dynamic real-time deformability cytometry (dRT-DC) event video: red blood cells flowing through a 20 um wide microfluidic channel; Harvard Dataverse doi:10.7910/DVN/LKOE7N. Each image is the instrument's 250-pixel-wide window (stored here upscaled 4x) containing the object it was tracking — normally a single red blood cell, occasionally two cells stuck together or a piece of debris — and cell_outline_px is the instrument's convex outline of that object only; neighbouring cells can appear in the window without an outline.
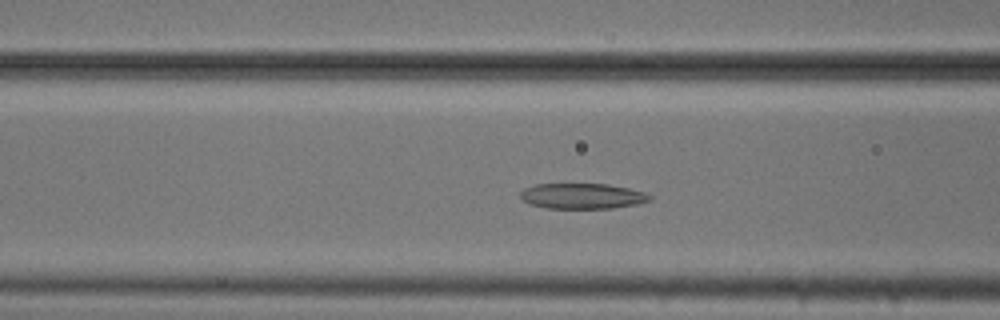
{"species": "common noctule bat (a hibernating species)", "species_latin": "Nyctalus noctula", "temperature_condition": "cold", "stored_images_in_passage": 45, "camera_frame_rate_fps": 3000, "um_per_image_px": 0.085, "animal": {"sex": "male", "body_mass_g": 20.5, "forearm_length_mm": 52.5}, "frame": {"image": 1, "passage_image": 17, "time_ms": 5.333, "image_size_px": [1000, 320], "cell_outline_px": [[652, 200], [636, 204], [612, 208], [544, 208], [528, 204], [520, 196], [520, 192], [524, 188], [536, 184], [608, 184], [628, 188], [644, 192], [652, 196]], "centroid_in_image_um": [49.48, 16.66], "position_along_channel_um": 117.1, "area_um2": 19.25}}
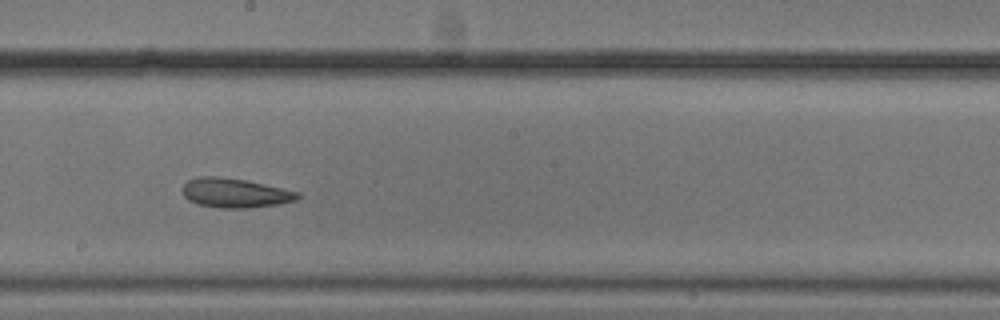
{"frame": {"image": 2, "passage_image": 26, "time_ms": 8.333, "image_size_px": [1000, 320], "cell_outline_px": [[300, 196], [296, 200], [280, 204], [248, 208], [220, 208], [196, 204], [188, 200], [184, 196], [180, 188], [188, 180], [200, 176], [220, 176], [244, 180], [264, 184], [300, 192]], "centroid_in_image_um": [19.94, 16.4], "position_along_channel_um": 228.3, "area_um2": 19.88}}
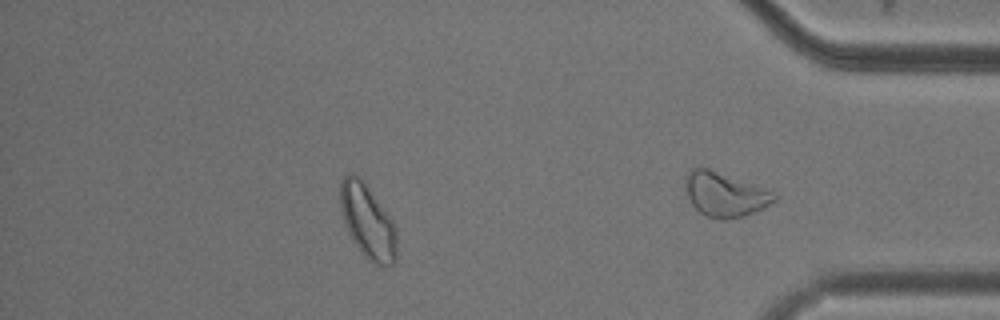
{"frame": {"image": 3, "passage_image": 38, "time_ms": 12.333, "image_size_px": [1000, 320], "cell_outline_px": [[396, 260], [392, 264], [372, 264], [360, 252], [352, 240], [344, 224], [340, 208], [340, 180], [348, 172], [356, 172], [364, 180], [396, 224]], "centroid_in_image_um": [31.23, 18.76], "position_along_channel_um": 404.0, "area_um2": 24.97}, "authors_computed_cell_mechanics": {"area_um2": 21.5016, "velocity_mm_per_s": 3.6952, "shape_relaxation_time_tau1_ms": 11.2811, "shape_relaxation_time_tau2_ms": 3.1809, "deformation_change_tau1": 0.1932, "deformation_change_tau2": 0.1059}}